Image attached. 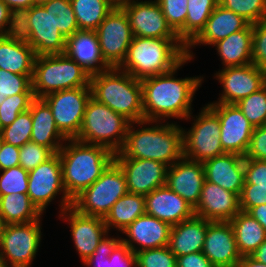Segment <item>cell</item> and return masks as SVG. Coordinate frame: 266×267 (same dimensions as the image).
<instances>
[{
  "label": "cell",
  "mask_w": 266,
  "mask_h": 267,
  "mask_svg": "<svg viewBox=\"0 0 266 267\" xmlns=\"http://www.w3.org/2000/svg\"><path fill=\"white\" fill-rule=\"evenodd\" d=\"M219 4L218 0H188L185 25L177 32L187 46L205 27L206 21Z\"/></svg>",
  "instance_id": "36"
},
{
  "label": "cell",
  "mask_w": 266,
  "mask_h": 267,
  "mask_svg": "<svg viewBox=\"0 0 266 267\" xmlns=\"http://www.w3.org/2000/svg\"><path fill=\"white\" fill-rule=\"evenodd\" d=\"M92 97L124 116L131 123L148 125L154 121L143 120V97L140 80L112 67L108 71L90 76Z\"/></svg>",
  "instance_id": "5"
},
{
  "label": "cell",
  "mask_w": 266,
  "mask_h": 267,
  "mask_svg": "<svg viewBox=\"0 0 266 267\" xmlns=\"http://www.w3.org/2000/svg\"><path fill=\"white\" fill-rule=\"evenodd\" d=\"M59 150L63 185L67 196L73 200L91 186L114 161L115 154L106 147L88 144L76 139Z\"/></svg>",
  "instance_id": "2"
},
{
  "label": "cell",
  "mask_w": 266,
  "mask_h": 267,
  "mask_svg": "<svg viewBox=\"0 0 266 267\" xmlns=\"http://www.w3.org/2000/svg\"><path fill=\"white\" fill-rule=\"evenodd\" d=\"M146 214L171 226L192 218L194 208L167 185L159 187L145 196Z\"/></svg>",
  "instance_id": "25"
},
{
  "label": "cell",
  "mask_w": 266,
  "mask_h": 267,
  "mask_svg": "<svg viewBox=\"0 0 266 267\" xmlns=\"http://www.w3.org/2000/svg\"><path fill=\"white\" fill-rule=\"evenodd\" d=\"M208 221L194 215L172 226L168 248L176 256L202 252Z\"/></svg>",
  "instance_id": "30"
},
{
  "label": "cell",
  "mask_w": 266,
  "mask_h": 267,
  "mask_svg": "<svg viewBox=\"0 0 266 267\" xmlns=\"http://www.w3.org/2000/svg\"><path fill=\"white\" fill-rule=\"evenodd\" d=\"M130 123L124 116L91 96L86 105L82 126L74 139L106 147L115 154L124 145Z\"/></svg>",
  "instance_id": "7"
},
{
  "label": "cell",
  "mask_w": 266,
  "mask_h": 267,
  "mask_svg": "<svg viewBox=\"0 0 266 267\" xmlns=\"http://www.w3.org/2000/svg\"><path fill=\"white\" fill-rule=\"evenodd\" d=\"M250 23L233 11L217 5L201 32L186 46V57L192 60L190 48L197 44L213 45L232 33L246 28Z\"/></svg>",
  "instance_id": "27"
},
{
  "label": "cell",
  "mask_w": 266,
  "mask_h": 267,
  "mask_svg": "<svg viewBox=\"0 0 266 267\" xmlns=\"http://www.w3.org/2000/svg\"><path fill=\"white\" fill-rule=\"evenodd\" d=\"M250 256L257 261L266 264V239L253 253H251Z\"/></svg>",
  "instance_id": "58"
},
{
  "label": "cell",
  "mask_w": 266,
  "mask_h": 267,
  "mask_svg": "<svg viewBox=\"0 0 266 267\" xmlns=\"http://www.w3.org/2000/svg\"><path fill=\"white\" fill-rule=\"evenodd\" d=\"M137 267H177L176 256L168 246L136 253Z\"/></svg>",
  "instance_id": "45"
},
{
  "label": "cell",
  "mask_w": 266,
  "mask_h": 267,
  "mask_svg": "<svg viewBox=\"0 0 266 267\" xmlns=\"http://www.w3.org/2000/svg\"><path fill=\"white\" fill-rule=\"evenodd\" d=\"M50 0H33V5H40L42 6L45 3H48Z\"/></svg>",
  "instance_id": "61"
},
{
  "label": "cell",
  "mask_w": 266,
  "mask_h": 267,
  "mask_svg": "<svg viewBox=\"0 0 266 267\" xmlns=\"http://www.w3.org/2000/svg\"><path fill=\"white\" fill-rule=\"evenodd\" d=\"M6 223L0 218V250H1V246H2V241H3V234H4V230L6 228Z\"/></svg>",
  "instance_id": "60"
},
{
  "label": "cell",
  "mask_w": 266,
  "mask_h": 267,
  "mask_svg": "<svg viewBox=\"0 0 266 267\" xmlns=\"http://www.w3.org/2000/svg\"><path fill=\"white\" fill-rule=\"evenodd\" d=\"M121 239L105 235L83 264L88 267H137L136 254Z\"/></svg>",
  "instance_id": "31"
},
{
  "label": "cell",
  "mask_w": 266,
  "mask_h": 267,
  "mask_svg": "<svg viewBox=\"0 0 266 267\" xmlns=\"http://www.w3.org/2000/svg\"><path fill=\"white\" fill-rule=\"evenodd\" d=\"M34 94H16L0 104V130L12 124L18 115L29 110Z\"/></svg>",
  "instance_id": "43"
},
{
  "label": "cell",
  "mask_w": 266,
  "mask_h": 267,
  "mask_svg": "<svg viewBox=\"0 0 266 267\" xmlns=\"http://www.w3.org/2000/svg\"><path fill=\"white\" fill-rule=\"evenodd\" d=\"M224 68L252 63V24L213 44Z\"/></svg>",
  "instance_id": "32"
},
{
  "label": "cell",
  "mask_w": 266,
  "mask_h": 267,
  "mask_svg": "<svg viewBox=\"0 0 266 267\" xmlns=\"http://www.w3.org/2000/svg\"><path fill=\"white\" fill-rule=\"evenodd\" d=\"M0 175V195L28 192V171L15 166L2 171Z\"/></svg>",
  "instance_id": "44"
},
{
  "label": "cell",
  "mask_w": 266,
  "mask_h": 267,
  "mask_svg": "<svg viewBox=\"0 0 266 267\" xmlns=\"http://www.w3.org/2000/svg\"><path fill=\"white\" fill-rule=\"evenodd\" d=\"M245 158L224 153L203 162L205 180L240 196L245 183Z\"/></svg>",
  "instance_id": "26"
},
{
  "label": "cell",
  "mask_w": 266,
  "mask_h": 267,
  "mask_svg": "<svg viewBox=\"0 0 266 267\" xmlns=\"http://www.w3.org/2000/svg\"><path fill=\"white\" fill-rule=\"evenodd\" d=\"M42 6L50 13L55 27L65 38L79 30L70 0H50Z\"/></svg>",
  "instance_id": "38"
},
{
  "label": "cell",
  "mask_w": 266,
  "mask_h": 267,
  "mask_svg": "<svg viewBox=\"0 0 266 267\" xmlns=\"http://www.w3.org/2000/svg\"><path fill=\"white\" fill-rule=\"evenodd\" d=\"M229 222L241 256L251 255L266 239L262 225L247 212H238Z\"/></svg>",
  "instance_id": "33"
},
{
  "label": "cell",
  "mask_w": 266,
  "mask_h": 267,
  "mask_svg": "<svg viewBox=\"0 0 266 267\" xmlns=\"http://www.w3.org/2000/svg\"><path fill=\"white\" fill-rule=\"evenodd\" d=\"M190 58L186 57L175 69L165 74H159L140 80L143 97V120L160 124L165 117L189 120L191 104L202 77H186L175 79L173 75L179 67ZM189 118V119H188Z\"/></svg>",
  "instance_id": "1"
},
{
  "label": "cell",
  "mask_w": 266,
  "mask_h": 267,
  "mask_svg": "<svg viewBox=\"0 0 266 267\" xmlns=\"http://www.w3.org/2000/svg\"><path fill=\"white\" fill-rule=\"evenodd\" d=\"M126 179L129 193L146 196L166 185L168 166L160 161L134 158H114Z\"/></svg>",
  "instance_id": "18"
},
{
  "label": "cell",
  "mask_w": 266,
  "mask_h": 267,
  "mask_svg": "<svg viewBox=\"0 0 266 267\" xmlns=\"http://www.w3.org/2000/svg\"><path fill=\"white\" fill-rule=\"evenodd\" d=\"M207 106L220 120L221 145L226 153L245 156L250 145L253 126L236 104L210 103Z\"/></svg>",
  "instance_id": "15"
},
{
  "label": "cell",
  "mask_w": 266,
  "mask_h": 267,
  "mask_svg": "<svg viewBox=\"0 0 266 267\" xmlns=\"http://www.w3.org/2000/svg\"><path fill=\"white\" fill-rule=\"evenodd\" d=\"M188 0H157L168 24L177 33L184 25Z\"/></svg>",
  "instance_id": "47"
},
{
  "label": "cell",
  "mask_w": 266,
  "mask_h": 267,
  "mask_svg": "<svg viewBox=\"0 0 266 267\" xmlns=\"http://www.w3.org/2000/svg\"><path fill=\"white\" fill-rule=\"evenodd\" d=\"M60 214L63 219L65 217L70 222L68 224L71 225V235L76 250L82 262L86 261L109 232L104 219L80 214L72 207L65 209Z\"/></svg>",
  "instance_id": "22"
},
{
  "label": "cell",
  "mask_w": 266,
  "mask_h": 267,
  "mask_svg": "<svg viewBox=\"0 0 266 267\" xmlns=\"http://www.w3.org/2000/svg\"><path fill=\"white\" fill-rule=\"evenodd\" d=\"M113 8H122L131 0H106Z\"/></svg>",
  "instance_id": "59"
},
{
  "label": "cell",
  "mask_w": 266,
  "mask_h": 267,
  "mask_svg": "<svg viewBox=\"0 0 266 267\" xmlns=\"http://www.w3.org/2000/svg\"><path fill=\"white\" fill-rule=\"evenodd\" d=\"M186 58V45L179 38L134 36L125 60L118 67L138 80L165 74Z\"/></svg>",
  "instance_id": "3"
},
{
  "label": "cell",
  "mask_w": 266,
  "mask_h": 267,
  "mask_svg": "<svg viewBox=\"0 0 266 267\" xmlns=\"http://www.w3.org/2000/svg\"><path fill=\"white\" fill-rule=\"evenodd\" d=\"M16 32L35 50L36 56L64 54L66 38L43 6L33 5L22 12L17 17Z\"/></svg>",
  "instance_id": "9"
},
{
  "label": "cell",
  "mask_w": 266,
  "mask_h": 267,
  "mask_svg": "<svg viewBox=\"0 0 266 267\" xmlns=\"http://www.w3.org/2000/svg\"><path fill=\"white\" fill-rule=\"evenodd\" d=\"M145 196L127 192L118 199L104 218L108 231L110 227L123 231L136 218L145 214Z\"/></svg>",
  "instance_id": "34"
},
{
  "label": "cell",
  "mask_w": 266,
  "mask_h": 267,
  "mask_svg": "<svg viewBox=\"0 0 266 267\" xmlns=\"http://www.w3.org/2000/svg\"><path fill=\"white\" fill-rule=\"evenodd\" d=\"M236 267H266V264H263L252 258L250 255H247L242 256Z\"/></svg>",
  "instance_id": "57"
},
{
  "label": "cell",
  "mask_w": 266,
  "mask_h": 267,
  "mask_svg": "<svg viewBox=\"0 0 266 267\" xmlns=\"http://www.w3.org/2000/svg\"><path fill=\"white\" fill-rule=\"evenodd\" d=\"M40 225V220L6 225L0 250V257L5 265L30 266L32 264L41 242Z\"/></svg>",
  "instance_id": "13"
},
{
  "label": "cell",
  "mask_w": 266,
  "mask_h": 267,
  "mask_svg": "<svg viewBox=\"0 0 266 267\" xmlns=\"http://www.w3.org/2000/svg\"><path fill=\"white\" fill-rule=\"evenodd\" d=\"M79 29L96 30L113 7L106 0H70Z\"/></svg>",
  "instance_id": "37"
},
{
  "label": "cell",
  "mask_w": 266,
  "mask_h": 267,
  "mask_svg": "<svg viewBox=\"0 0 266 267\" xmlns=\"http://www.w3.org/2000/svg\"><path fill=\"white\" fill-rule=\"evenodd\" d=\"M0 267H5L4 260L0 257Z\"/></svg>",
  "instance_id": "63"
},
{
  "label": "cell",
  "mask_w": 266,
  "mask_h": 267,
  "mask_svg": "<svg viewBox=\"0 0 266 267\" xmlns=\"http://www.w3.org/2000/svg\"><path fill=\"white\" fill-rule=\"evenodd\" d=\"M33 75H20L0 69V96L2 101L16 94H34Z\"/></svg>",
  "instance_id": "42"
},
{
  "label": "cell",
  "mask_w": 266,
  "mask_h": 267,
  "mask_svg": "<svg viewBox=\"0 0 266 267\" xmlns=\"http://www.w3.org/2000/svg\"><path fill=\"white\" fill-rule=\"evenodd\" d=\"M204 181L203 163L184 156L167 169L166 185L193 208L199 202Z\"/></svg>",
  "instance_id": "20"
},
{
  "label": "cell",
  "mask_w": 266,
  "mask_h": 267,
  "mask_svg": "<svg viewBox=\"0 0 266 267\" xmlns=\"http://www.w3.org/2000/svg\"><path fill=\"white\" fill-rule=\"evenodd\" d=\"M177 267H215L203 252H194L176 257Z\"/></svg>",
  "instance_id": "54"
},
{
  "label": "cell",
  "mask_w": 266,
  "mask_h": 267,
  "mask_svg": "<svg viewBox=\"0 0 266 267\" xmlns=\"http://www.w3.org/2000/svg\"><path fill=\"white\" fill-rule=\"evenodd\" d=\"M183 133V155L185 158L197 162L226 153L220 140V120L218 116L206 105L201 113L194 119L190 130Z\"/></svg>",
  "instance_id": "10"
},
{
  "label": "cell",
  "mask_w": 266,
  "mask_h": 267,
  "mask_svg": "<svg viewBox=\"0 0 266 267\" xmlns=\"http://www.w3.org/2000/svg\"><path fill=\"white\" fill-rule=\"evenodd\" d=\"M172 226L151 215L143 214L136 218L122 233L129 239L121 241L134 252L168 246ZM137 243V247L135 244Z\"/></svg>",
  "instance_id": "24"
},
{
  "label": "cell",
  "mask_w": 266,
  "mask_h": 267,
  "mask_svg": "<svg viewBox=\"0 0 266 267\" xmlns=\"http://www.w3.org/2000/svg\"><path fill=\"white\" fill-rule=\"evenodd\" d=\"M16 30H17L16 15L9 9V7L6 4L2 2V0H0V36L13 34L16 32Z\"/></svg>",
  "instance_id": "52"
},
{
  "label": "cell",
  "mask_w": 266,
  "mask_h": 267,
  "mask_svg": "<svg viewBox=\"0 0 266 267\" xmlns=\"http://www.w3.org/2000/svg\"><path fill=\"white\" fill-rule=\"evenodd\" d=\"M244 170V184H255V187L266 188V161L260 159H245Z\"/></svg>",
  "instance_id": "49"
},
{
  "label": "cell",
  "mask_w": 266,
  "mask_h": 267,
  "mask_svg": "<svg viewBox=\"0 0 266 267\" xmlns=\"http://www.w3.org/2000/svg\"><path fill=\"white\" fill-rule=\"evenodd\" d=\"M252 63L266 71V19L252 25Z\"/></svg>",
  "instance_id": "48"
},
{
  "label": "cell",
  "mask_w": 266,
  "mask_h": 267,
  "mask_svg": "<svg viewBox=\"0 0 266 267\" xmlns=\"http://www.w3.org/2000/svg\"><path fill=\"white\" fill-rule=\"evenodd\" d=\"M54 153L47 147L34 143L26 142L20 147V166L27 171L35 169L39 164L45 162Z\"/></svg>",
  "instance_id": "46"
},
{
  "label": "cell",
  "mask_w": 266,
  "mask_h": 267,
  "mask_svg": "<svg viewBox=\"0 0 266 267\" xmlns=\"http://www.w3.org/2000/svg\"><path fill=\"white\" fill-rule=\"evenodd\" d=\"M127 192L123 171L113 161L91 186L72 200V208L80 214L104 219L113 204Z\"/></svg>",
  "instance_id": "8"
},
{
  "label": "cell",
  "mask_w": 266,
  "mask_h": 267,
  "mask_svg": "<svg viewBox=\"0 0 266 267\" xmlns=\"http://www.w3.org/2000/svg\"><path fill=\"white\" fill-rule=\"evenodd\" d=\"M91 96V87H80L56 91L42 98L51 108L57 128L67 139L78 135Z\"/></svg>",
  "instance_id": "12"
},
{
  "label": "cell",
  "mask_w": 266,
  "mask_h": 267,
  "mask_svg": "<svg viewBox=\"0 0 266 267\" xmlns=\"http://www.w3.org/2000/svg\"><path fill=\"white\" fill-rule=\"evenodd\" d=\"M253 128L266 125V85L236 103Z\"/></svg>",
  "instance_id": "39"
},
{
  "label": "cell",
  "mask_w": 266,
  "mask_h": 267,
  "mask_svg": "<svg viewBox=\"0 0 266 267\" xmlns=\"http://www.w3.org/2000/svg\"><path fill=\"white\" fill-rule=\"evenodd\" d=\"M215 75L223 86V93L214 103L236 104L266 85V71L253 63L227 67Z\"/></svg>",
  "instance_id": "16"
},
{
  "label": "cell",
  "mask_w": 266,
  "mask_h": 267,
  "mask_svg": "<svg viewBox=\"0 0 266 267\" xmlns=\"http://www.w3.org/2000/svg\"><path fill=\"white\" fill-rule=\"evenodd\" d=\"M2 2L9 7L16 17L33 6V0H2Z\"/></svg>",
  "instance_id": "55"
},
{
  "label": "cell",
  "mask_w": 266,
  "mask_h": 267,
  "mask_svg": "<svg viewBox=\"0 0 266 267\" xmlns=\"http://www.w3.org/2000/svg\"><path fill=\"white\" fill-rule=\"evenodd\" d=\"M32 116L30 110L22 112L9 126L2 128L0 133L7 144L22 147L31 140Z\"/></svg>",
  "instance_id": "41"
},
{
  "label": "cell",
  "mask_w": 266,
  "mask_h": 267,
  "mask_svg": "<svg viewBox=\"0 0 266 267\" xmlns=\"http://www.w3.org/2000/svg\"><path fill=\"white\" fill-rule=\"evenodd\" d=\"M35 59V50L17 32L0 36V69L33 75Z\"/></svg>",
  "instance_id": "28"
},
{
  "label": "cell",
  "mask_w": 266,
  "mask_h": 267,
  "mask_svg": "<svg viewBox=\"0 0 266 267\" xmlns=\"http://www.w3.org/2000/svg\"><path fill=\"white\" fill-rule=\"evenodd\" d=\"M20 147L4 142L0 152V171L20 166Z\"/></svg>",
  "instance_id": "53"
},
{
  "label": "cell",
  "mask_w": 266,
  "mask_h": 267,
  "mask_svg": "<svg viewBox=\"0 0 266 267\" xmlns=\"http://www.w3.org/2000/svg\"><path fill=\"white\" fill-rule=\"evenodd\" d=\"M130 123L123 147L114 158L156 160L168 167L183 155L182 127L165 123L134 130Z\"/></svg>",
  "instance_id": "4"
},
{
  "label": "cell",
  "mask_w": 266,
  "mask_h": 267,
  "mask_svg": "<svg viewBox=\"0 0 266 267\" xmlns=\"http://www.w3.org/2000/svg\"><path fill=\"white\" fill-rule=\"evenodd\" d=\"M5 267H30V266H23V265H20V266H10V265H5Z\"/></svg>",
  "instance_id": "64"
},
{
  "label": "cell",
  "mask_w": 266,
  "mask_h": 267,
  "mask_svg": "<svg viewBox=\"0 0 266 267\" xmlns=\"http://www.w3.org/2000/svg\"><path fill=\"white\" fill-rule=\"evenodd\" d=\"M64 54L86 70L90 76L112 68L102 56L96 30L79 29L66 38Z\"/></svg>",
  "instance_id": "23"
},
{
  "label": "cell",
  "mask_w": 266,
  "mask_h": 267,
  "mask_svg": "<svg viewBox=\"0 0 266 267\" xmlns=\"http://www.w3.org/2000/svg\"><path fill=\"white\" fill-rule=\"evenodd\" d=\"M244 158L266 161V125L253 129L250 145Z\"/></svg>",
  "instance_id": "51"
},
{
  "label": "cell",
  "mask_w": 266,
  "mask_h": 267,
  "mask_svg": "<svg viewBox=\"0 0 266 267\" xmlns=\"http://www.w3.org/2000/svg\"><path fill=\"white\" fill-rule=\"evenodd\" d=\"M202 252L215 267L237 266L242 256L230 222L208 221Z\"/></svg>",
  "instance_id": "19"
},
{
  "label": "cell",
  "mask_w": 266,
  "mask_h": 267,
  "mask_svg": "<svg viewBox=\"0 0 266 267\" xmlns=\"http://www.w3.org/2000/svg\"><path fill=\"white\" fill-rule=\"evenodd\" d=\"M3 144H4V140H3V137H2V135L0 133V152L2 150Z\"/></svg>",
  "instance_id": "62"
},
{
  "label": "cell",
  "mask_w": 266,
  "mask_h": 267,
  "mask_svg": "<svg viewBox=\"0 0 266 267\" xmlns=\"http://www.w3.org/2000/svg\"><path fill=\"white\" fill-rule=\"evenodd\" d=\"M247 213L256 219L264 228L266 232V204H262L259 206H254L250 208Z\"/></svg>",
  "instance_id": "56"
},
{
  "label": "cell",
  "mask_w": 266,
  "mask_h": 267,
  "mask_svg": "<svg viewBox=\"0 0 266 267\" xmlns=\"http://www.w3.org/2000/svg\"><path fill=\"white\" fill-rule=\"evenodd\" d=\"M4 101H2V98H1V96H0V104H2Z\"/></svg>",
  "instance_id": "65"
},
{
  "label": "cell",
  "mask_w": 266,
  "mask_h": 267,
  "mask_svg": "<svg viewBox=\"0 0 266 267\" xmlns=\"http://www.w3.org/2000/svg\"><path fill=\"white\" fill-rule=\"evenodd\" d=\"M96 32L104 60L111 67H119L125 60L134 37L125 11L122 8H113Z\"/></svg>",
  "instance_id": "14"
},
{
  "label": "cell",
  "mask_w": 266,
  "mask_h": 267,
  "mask_svg": "<svg viewBox=\"0 0 266 267\" xmlns=\"http://www.w3.org/2000/svg\"><path fill=\"white\" fill-rule=\"evenodd\" d=\"M122 9L128 16L134 36L179 38L177 33L168 24L157 0L144 2L131 0Z\"/></svg>",
  "instance_id": "17"
},
{
  "label": "cell",
  "mask_w": 266,
  "mask_h": 267,
  "mask_svg": "<svg viewBox=\"0 0 266 267\" xmlns=\"http://www.w3.org/2000/svg\"><path fill=\"white\" fill-rule=\"evenodd\" d=\"M63 192L61 213L72 207V200L67 196L63 185L62 165L58 153H54L35 169L28 171V196L37 209L43 214L48 204L57 194ZM59 192V193H58Z\"/></svg>",
  "instance_id": "11"
},
{
  "label": "cell",
  "mask_w": 266,
  "mask_h": 267,
  "mask_svg": "<svg viewBox=\"0 0 266 267\" xmlns=\"http://www.w3.org/2000/svg\"><path fill=\"white\" fill-rule=\"evenodd\" d=\"M240 211L239 195L204 181L199 202L194 208L196 216L207 221L229 222Z\"/></svg>",
  "instance_id": "21"
},
{
  "label": "cell",
  "mask_w": 266,
  "mask_h": 267,
  "mask_svg": "<svg viewBox=\"0 0 266 267\" xmlns=\"http://www.w3.org/2000/svg\"><path fill=\"white\" fill-rule=\"evenodd\" d=\"M239 198L241 211L247 212L254 206L266 204V188L244 184Z\"/></svg>",
  "instance_id": "50"
},
{
  "label": "cell",
  "mask_w": 266,
  "mask_h": 267,
  "mask_svg": "<svg viewBox=\"0 0 266 267\" xmlns=\"http://www.w3.org/2000/svg\"><path fill=\"white\" fill-rule=\"evenodd\" d=\"M42 213L30 200L27 193L1 195L0 218L6 224H24L40 220Z\"/></svg>",
  "instance_id": "35"
},
{
  "label": "cell",
  "mask_w": 266,
  "mask_h": 267,
  "mask_svg": "<svg viewBox=\"0 0 266 267\" xmlns=\"http://www.w3.org/2000/svg\"><path fill=\"white\" fill-rule=\"evenodd\" d=\"M223 8L233 11L250 24L266 19V0H218Z\"/></svg>",
  "instance_id": "40"
},
{
  "label": "cell",
  "mask_w": 266,
  "mask_h": 267,
  "mask_svg": "<svg viewBox=\"0 0 266 267\" xmlns=\"http://www.w3.org/2000/svg\"><path fill=\"white\" fill-rule=\"evenodd\" d=\"M29 110L33 126L30 141L58 153L67 138L57 128L51 108L42 98H35Z\"/></svg>",
  "instance_id": "29"
},
{
  "label": "cell",
  "mask_w": 266,
  "mask_h": 267,
  "mask_svg": "<svg viewBox=\"0 0 266 267\" xmlns=\"http://www.w3.org/2000/svg\"><path fill=\"white\" fill-rule=\"evenodd\" d=\"M90 87V74L65 54L36 56L32 89L35 98L66 89Z\"/></svg>",
  "instance_id": "6"
}]
</instances>
